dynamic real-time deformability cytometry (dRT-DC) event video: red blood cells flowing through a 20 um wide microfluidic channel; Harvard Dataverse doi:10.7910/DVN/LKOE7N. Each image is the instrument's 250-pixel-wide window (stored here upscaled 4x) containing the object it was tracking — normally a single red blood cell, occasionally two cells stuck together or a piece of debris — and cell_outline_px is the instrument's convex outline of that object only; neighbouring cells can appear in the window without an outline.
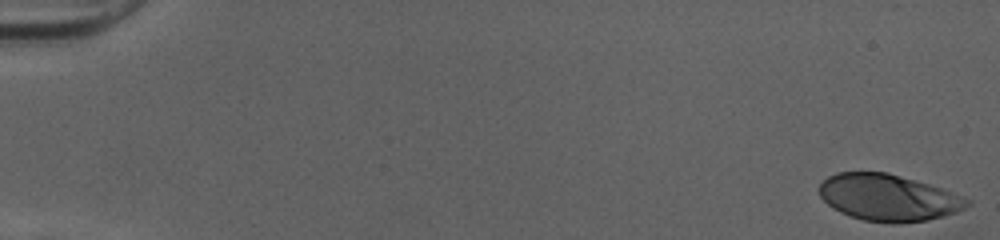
{"species": "human", "species_latin": "Homo sapiens", "temperature_condition": "cold", "stored_images_in_passage": 44, "camera_frame_rate_fps": 3000, "um_per_image_px": 0.085, "donor": {"sex": "female"}, "frame": {"image": 1, "passage_image": 1, "time_ms": 0.0, "image_size_px": [1000, 240], "cell_outline_px": [[972, 204], [956, 212], [944, 216], [924, 220], [892, 224], [864, 220], [840, 212], [832, 208], [820, 196], [820, 184], [828, 176], [836, 172], [888, 172], [928, 184], [940, 188], [972, 200]], "centroid_in_image_um": [75.5, 16.79], "position_along_channel_um": 9.5, "area_um2": 39.94}}
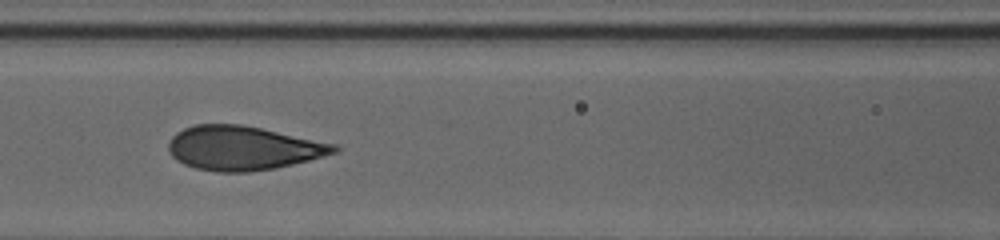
{"frame": {"image": 2, "passage_image": 24, "time_ms": 7.667, "image_size_px": [1000, 240], "cell_outline_px": [[340, 148], [336, 152], [308, 160], [276, 168], [248, 172], [216, 172], [196, 168], [184, 164], [176, 160], [168, 152], [168, 140], [176, 132], [184, 128], [196, 124], [240, 124], [340, 144]], "centroid_in_image_um": [20.64, 12.58], "position_along_channel_um": 146.0, "area_um2": 42.77}}
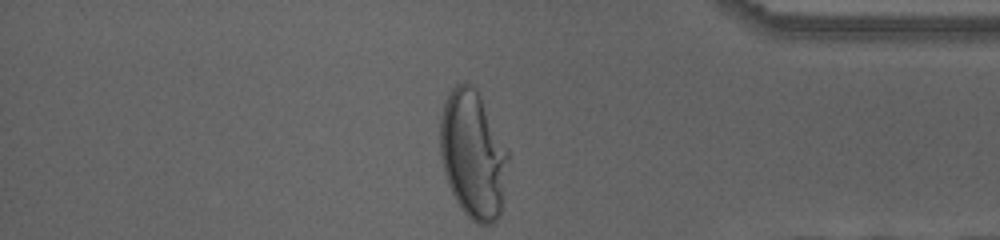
{"frame": {"image": 3, "passage_image": 44, "time_ms": 14.333, "image_size_px": [1000, 240], "cell_outline_px": [[508, 160], [500, 212], [496, 220], [492, 224], [476, 224], [464, 212], [456, 200], [448, 184], [444, 172], [440, 152], [440, 120], [444, 104], [452, 88], [456, 84], [464, 80], [476, 88], [508, 148]], "centroid_in_image_um": [40.2, 13.11], "position_along_channel_um": 395.0, "area_um2": 50.46}, "authors_computed_cell_mechanics": {"area_um2": 41.3848, "velocity_mm_per_s": 4.0261, "shape_relaxation_time_tau1_ms": 5.6734, "shape_relaxation_time_tau2_ms": null, "deformation_change_tau1": 0.2591, "deformation_change_tau2": null}}